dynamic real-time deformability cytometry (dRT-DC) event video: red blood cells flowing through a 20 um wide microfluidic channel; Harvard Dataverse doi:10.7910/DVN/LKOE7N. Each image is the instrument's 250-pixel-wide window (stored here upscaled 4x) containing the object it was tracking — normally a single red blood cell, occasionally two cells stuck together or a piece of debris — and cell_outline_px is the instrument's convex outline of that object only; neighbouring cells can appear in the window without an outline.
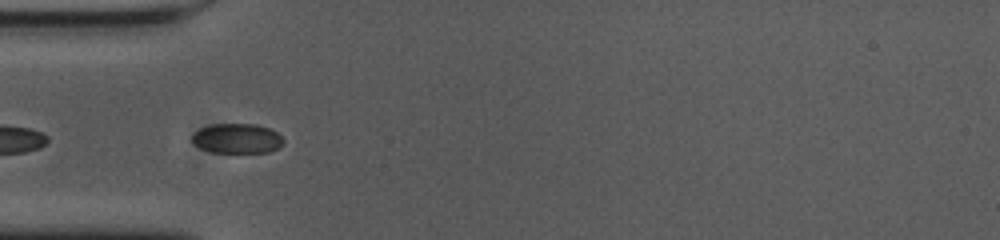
{"species": "common noctule bat (a hibernating species)", "species_latin": "Nyctalus noctula", "temperature_condition": "cold", "stored_images_in_passage": 42, "segment_of_instrument_passage": [2, 2], "camera_frame_rate_fps": 3000, "um_per_image_px": 0.085, "animal": {"sex": "female", "body_mass_g": 23.0, "forearm_length_mm": 53.4}, "frame": {"image": 1, "passage_image": 18, "time_ms": 5.667, "image_size_px": [1000, 240], "cell_outline_px": [[284, 144], [268, 152], [212, 152], [200, 148], [192, 140], [192, 132], [200, 128], [212, 124], [256, 124], [268, 128], [276, 132], [284, 140]], "centroid_in_image_um": [20.13, 11.76], "position_along_channel_um": 64.9, "area_um2": 15.78}}
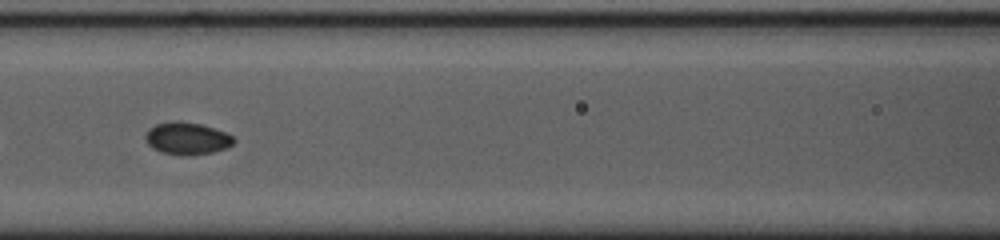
{"frame": {"image": 2, "passage_image": 25, "time_ms": 8.0, "image_size_px": [1000, 240], "cell_outline_px": [[236, 140], [232, 144], [224, 148], [212, 152], [160, 152], [152, 148], [148, 144], [144, 136], [148, 128], [156, 124], [172, 120], [180, 120], [200, 124], [224, 132], [232, 136]], "centroid_in_image_um": [15.84, 11.69], "position_along_channel_um": 150.8, "area_um2": 15.9}}